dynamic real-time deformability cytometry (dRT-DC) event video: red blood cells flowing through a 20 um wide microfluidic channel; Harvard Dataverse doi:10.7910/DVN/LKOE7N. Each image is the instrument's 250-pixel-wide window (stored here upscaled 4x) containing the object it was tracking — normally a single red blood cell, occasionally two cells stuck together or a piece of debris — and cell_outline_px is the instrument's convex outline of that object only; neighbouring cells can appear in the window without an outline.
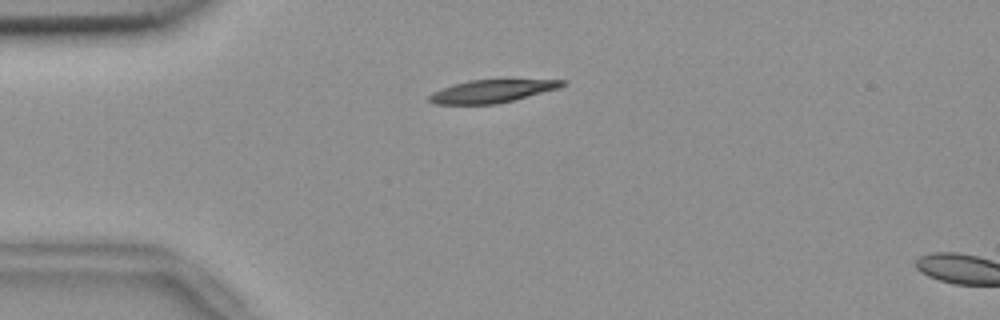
{"species": "common noctule bat (a hibernating species)", "species_latin": "Nyctalus noctula", "temperature_condition": "room temperature", "stored_images_in_passage": 5, "camera_frame_rate_fps": 3000, "um_per_image_px": 0.085, "animal": {"sex": "female", "body_mass_g": 18.4}, "frame": {"image": 1, "passage_image": 2, "time_ms": 0.333, "image_size_px": [1000, 320], "cell_outline_px": [[568, 84], [560, 88], [496, 104], [436, 104], [428, 100], [428, 96], [432, 92], [452, 84], [468, 80], [504, 76], [568, 80]], "centroid_in_image_um": [41.95, 7.66], "position_along_channel_um": 43.1, "area_um2": 19.07}}